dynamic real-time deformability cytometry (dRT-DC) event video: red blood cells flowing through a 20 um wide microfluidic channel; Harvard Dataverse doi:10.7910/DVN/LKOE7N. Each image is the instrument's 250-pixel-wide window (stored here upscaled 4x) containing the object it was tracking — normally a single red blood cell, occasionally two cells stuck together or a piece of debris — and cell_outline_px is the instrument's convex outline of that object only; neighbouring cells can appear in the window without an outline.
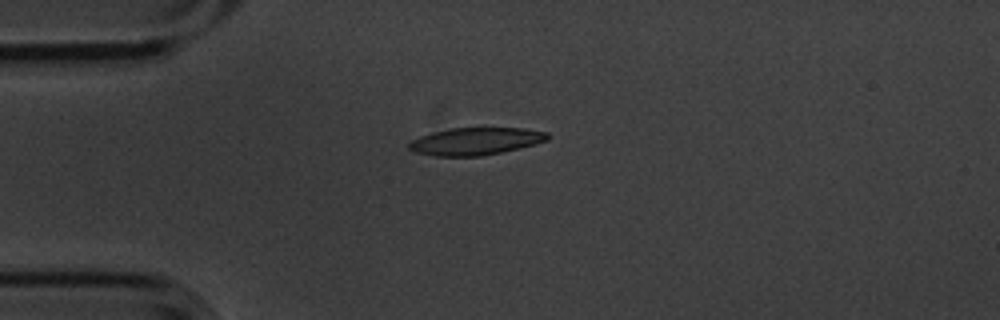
{"species": "common noctule bat (a hibernating species)", "species_latin": "Nyctalus noctula", "temperature_condition": "cold", "stored_images_in_passage": 7, "camera_frame_rate_fps": 3000, "um_per_image_px": 0.085, "animal": {"sex": "male", "body_mass_g": 20.1, "forearm_length_mm": 53.5}, "frame": {"image": 1, "passage_image": 1, "time_ms": 0.0, "image_size_px": [1000, 320], "cell_outline_px": [[548, 140], [520, 148], [480, 156], [436, 156], [416, 152], [408, 148], [408, 144], [412, 140], [420, 136], [432, 132], [448, 128], [524, 128], [548, 132]], "centroid_in_image_um": [40.42, 12.0], "position_along_channel_um": 44.6, "area_um2": 22.02}}
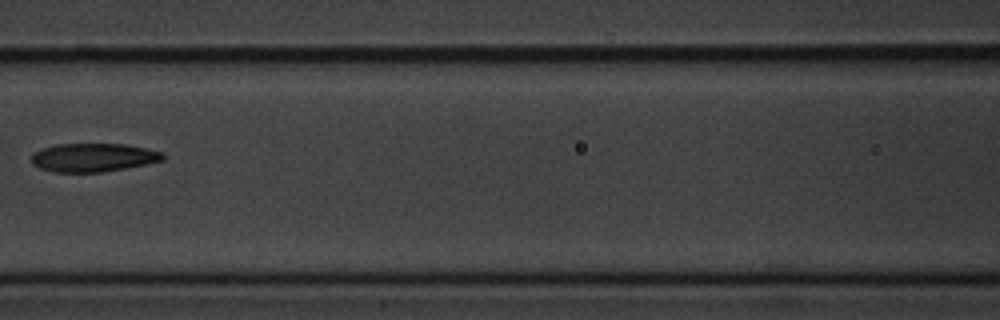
{"frame": {"image": 2, "passage_image": 4, "time_ms": 1.0, "image_size_px": [1000, 320], "cell_outline_px": [[164, 160], [104, 172], [52, 172], [40, 168], [32, 164], [32, 156], [36, 152], [44, 148], [56, 144], [128, 144], [164, 152]], "centroid_in_image_um": [7.95, 13.38], "position_along_channel_um": 158.7, "area_um2": 21.73}}
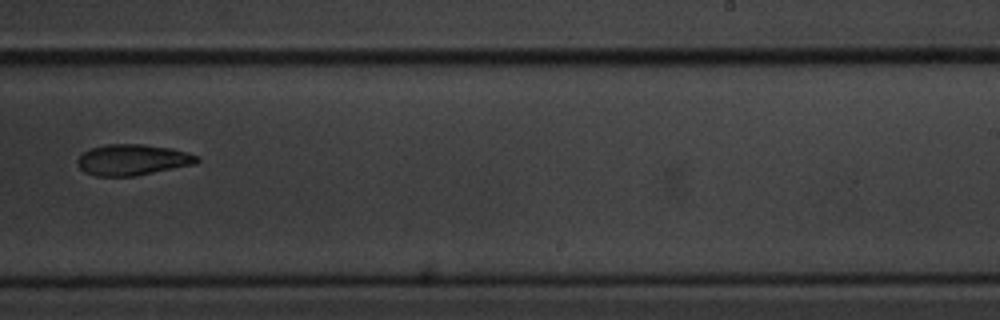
{"frame": {"image": 3, "passage_image": 7, "time_ms": 2.0, "image_size_px": [1000, 320], "cell_outline_px": [[200, 160], [196, 164], [136, 176], [96, 176], [84, 172], [76, 164], [76, 160], [84, 152], [92, 148], [104, 144], [144, 144], [172, 148], [188, 152], [196, 156]], "centroid_in_image_um": [11.27, 13.58], "position_along_channel_um": 277.7, "area_um2": 21.73}}